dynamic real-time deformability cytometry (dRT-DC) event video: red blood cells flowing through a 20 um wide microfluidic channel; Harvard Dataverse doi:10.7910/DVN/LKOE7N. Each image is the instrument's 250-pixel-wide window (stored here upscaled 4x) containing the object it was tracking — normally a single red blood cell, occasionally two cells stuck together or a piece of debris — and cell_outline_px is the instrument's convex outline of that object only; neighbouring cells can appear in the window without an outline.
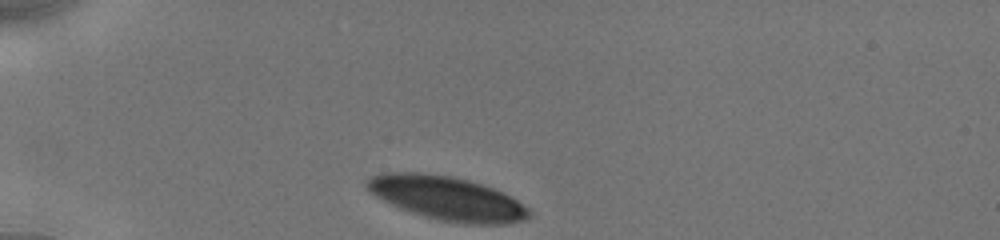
{"species": "human", "species_latin": "Homo sapiens", "temperature_condition": "cold", "stored_images_in_passage": 45, "camera_frame_rate_fps": 3000, "um_per_image_px": 0.085, "donor": {"sex": "male"}, "frame": {"image": 1, "passage_image": 1, "time_ms": 0.0, "image_size_px": [1000, 240], "cell_outline_px": [[532, 212], [524, 220], [504, 224], [464, 224], [440, 220], [424, 216], [400, 208], [368, 192], [364, 184], [364, 180], [368, 176], [384, 172], [420, 172], [452, 176], [468, 180], [504, 192], [528, 208]], "centroid_in_image_um": [37.95, 16.84], "position_along_channel_um": 47.1, "area_um2": 41.5}}
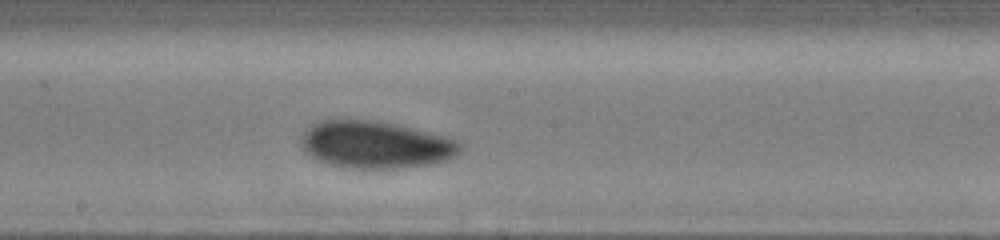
{"frame": {"image": 2, "passage_image": 24, "time_ms": 5.333, "image_size_px": [1000, 240], "cell_outline_px": [[460, 152], [456, 156], [448, 160], [428, 164], [400, 168], [348, 168], [328, 164], [316, 160], [304, 152], [300, 144], [300, 140], [304, 132], [312, 124], [324, 120], [372, 120], [396, 124], [444, 136], [456, 140], [460, 144]], "centroid_in_image_um": [31.88, 12.31], "position_along_channel_um": 216.3, "area_um2": 43.7}}
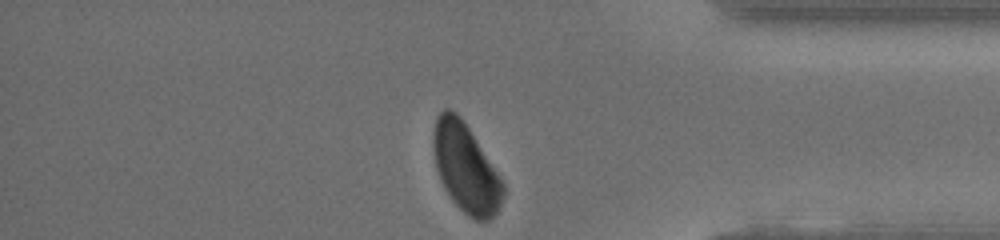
{"frame": {"image": 3, "passage_image": 45, "time_ms": 10.333, "image_size_px": [1000, 240], "cell_outline_px": [[504, 196], [496, 212], [488, 220], [476, 220], [468, 216], [448, 196], [440, 180], [436, 168], [432, 148], [432, 132], [436, 120], [440, 112], [444, 108], [448, 108], [456, 112], [460, 116], [500, 176], [504, 184]], "centroid_in_image_um": [39.55, 14.27], "position_along_channel_um": 395.6, "area_um2": 35.84}, "authors_computed_cell_mechanics": {"area_um2": 43.5234, "velocity_mm_per_s": 3.8775, "shape_relaxation_time_tau1_ms": 2.7397, "shape_relaxation_time_tau2_ms": 4.7439, "deformation_change_tau1": 0.1004, "deformation_change_tau2": 0.0807}}